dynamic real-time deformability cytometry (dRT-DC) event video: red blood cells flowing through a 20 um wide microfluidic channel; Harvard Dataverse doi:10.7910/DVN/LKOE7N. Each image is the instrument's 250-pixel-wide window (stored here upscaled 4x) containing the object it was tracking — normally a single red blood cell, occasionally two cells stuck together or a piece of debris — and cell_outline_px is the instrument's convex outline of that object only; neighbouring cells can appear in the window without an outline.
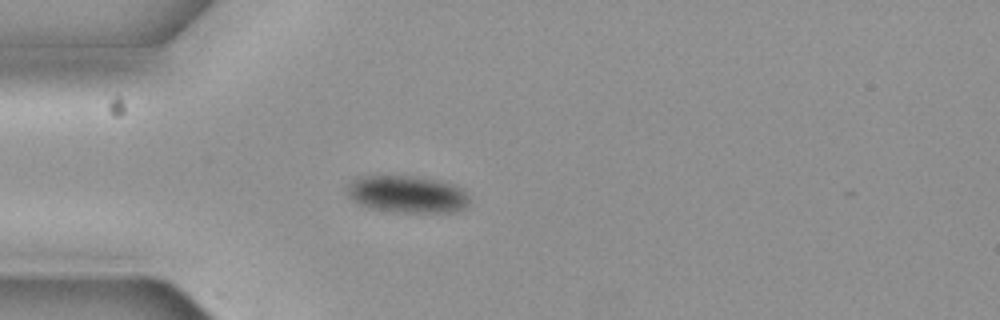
{"species": "common noctule bat (a hibernating species)", "species_latin": "Nyctalus noctula", "temperature_condition": "cold", "stored_images_in_passage": 2, "camera_frame_rate_fps": 3000, "um_per_image_px": 0.085, "animal": {"sex": "female", "body_mass_g": 19.3, "forearm_length_mm": 54.1}, "frame": {"image": 1, "passage_image": 1, "time_ms": 0.0, "image_size_px": [1000, 320], "cell_outline_px": [[468, 208], [456, 212], [392, 212], [372, 208], [360, 204], [348, 196], [344, 188], [356, 176], [416, 176], [440, 180], [464, 188], [468, 196]], "centroid_in_image_um": [34.62, 16.5], "position_along_channel_um": 50.4, "area_um2": 26.93}}